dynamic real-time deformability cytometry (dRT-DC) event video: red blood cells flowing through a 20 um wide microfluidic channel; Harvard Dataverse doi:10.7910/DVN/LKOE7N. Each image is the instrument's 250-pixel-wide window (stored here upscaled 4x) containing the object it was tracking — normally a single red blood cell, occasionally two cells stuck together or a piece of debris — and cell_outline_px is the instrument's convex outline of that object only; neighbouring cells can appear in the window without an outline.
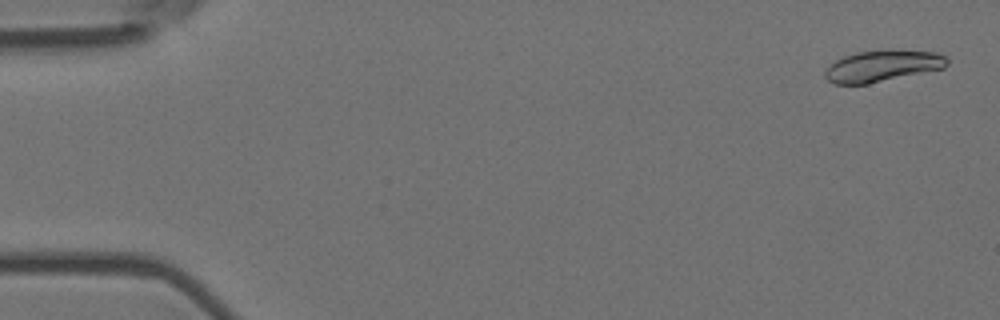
{"species": "Egyptian fruit bat (a non-hibernating species)", "species_latin": "Rousettus aegyptiacus", "temperature_condition": "room temperature", "stored_images_in_passage": 5, "camera_frame_rate_fps": 3000, "um_per_image_px": 0.085, "animal": {"sex": "female"}, "frame": {"image": 1, "passage_image": 1, "time_ms": 0.0, "image_size_px": [1000, 320], "cell_outline_px": [[948, 64], [944, 68], [868, 84], [832, 84], [824, 76], [824, 72], [836, 60], [844, 56], [856, 52], [888, 48], [892, 48], [936, 52], [944, 56], [948, 60]], "centroid_in_image_um": [75.02, 5.58], "position_along_channel_um": 10.0, "area_um2": 22.72}}
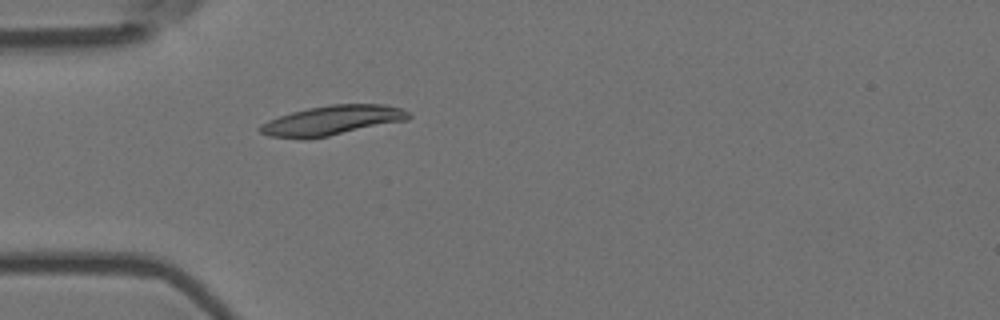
{"frame": {"image": 2, "passage_image": 5, "time_ms": 1.333, "image_size_px": [1000, 320], "cell_outline_px": [[412, 116], [408, 120], [308, 140], [304, 140], [268, 136], [260, 132], [256, 128], [260, 124], [268, 120], [292, 112], [308, 108], [332, 104], [384, 104], [400, 108], [408, 112]], "centroid_in_image_um": [28.19, 10.25], "position_along_channel_um": 56.8, "area_um2": 25.89}}